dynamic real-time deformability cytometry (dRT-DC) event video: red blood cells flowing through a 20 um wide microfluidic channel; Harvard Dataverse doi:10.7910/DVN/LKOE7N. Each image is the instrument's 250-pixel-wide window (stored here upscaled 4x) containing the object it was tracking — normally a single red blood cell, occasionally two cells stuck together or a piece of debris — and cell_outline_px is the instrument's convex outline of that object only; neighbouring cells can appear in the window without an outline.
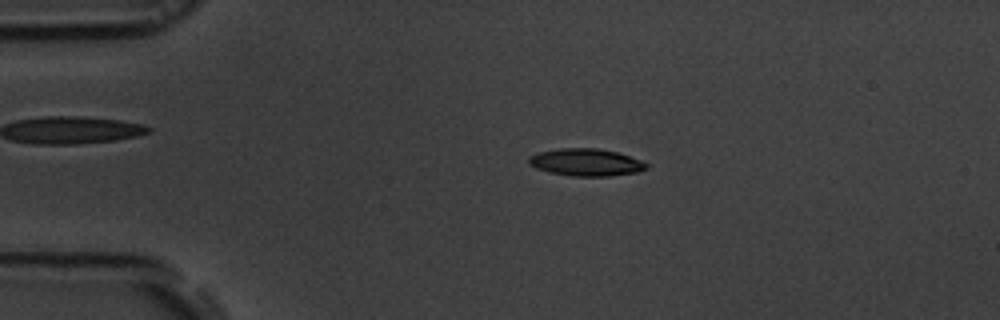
{"species": "common noctule bat (a hibernating species)", "species_latin": "Nyctalus noctula", "temperature_condition": "room temperature", "stored_images_in_passage": 44, "camera_frame_rate_fps": 3000, "um_per_image_px": 0.085, "animal": {"sex": "male", "body_mass_g": 19.5, "forearm_length_mm": 54.6}, "frame": {"image": 1, "passage_image": 2, "time_ms": 0.333, "image_size_px": [1000, 320], "cell_outline_px": [[648, 168], [636, 172], [608, 176], [572, 176], [548, 172], [536, 168], [528, 164], [528, 156], [540, 152], [560, 148], [596, 148], [616, 152], [640, 160], [648, 164]], "centroid_in_image_um": [49.77, 13.8], "position_along_channel_um": 35.2, "area_um2": 18.61}}
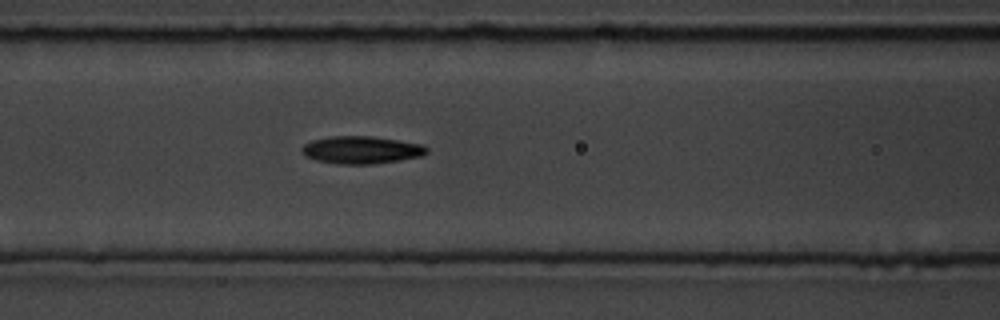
{"frame": {"image": 2, "passage_image": 13, "time_ms": 4.0, "image_size_px": [1000, 320], "cell_outline_px": [[428, 152], [420, 156], [400, 160], [372, 164], [336, 164], [316, 160], [304, 156], [300, 152], [300, 148], [304, 144], [312, 140], [328, 136], [372, 136], [400, 140], [420, 144], [428, 148]], "centroid_in_image_um": [30.66, 12.74], "position_along_channel_um": 135.9, "area_um2": 20.23}}
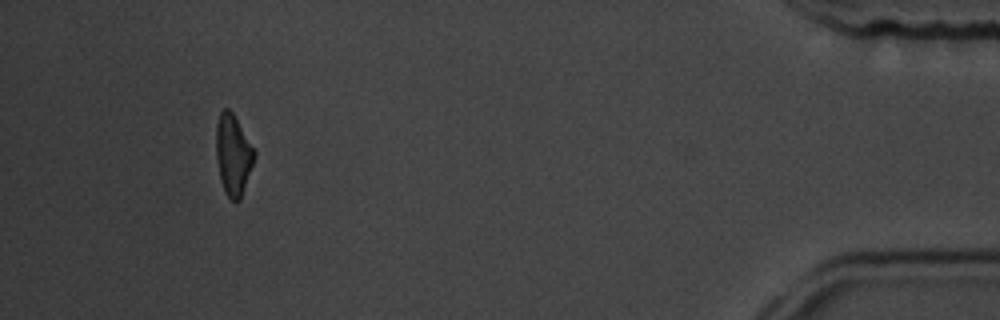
{"frame": {"image": 3, "passage_image": 40, "time_ms": 13.0, "image_size_px": [1000, 320], "cell_outline_px": [[256, 156], [240, 200], [232, 200], [224, 192], [220, 180], [216, 160], [216, 124], [220, 112], [224, 108], [228, 108], [232, 112], [256, 152]], "centroid_in_image_um": [19.8, 13.16], "position_along_channel_um": 415.4, "area_um2": 17.98}, "authors_computed_cell_mechanics": {"area_um2": 19.0162, "velocity_mm_per_s": 3.8584, "shape_relaxation_time_tau1_ms": 4.1412, "shape_relaxation_time_tau2_ms": 4.2015, "deformation_change_tau1": 0.1592, "deformation_change_tau2": 0.1093}}